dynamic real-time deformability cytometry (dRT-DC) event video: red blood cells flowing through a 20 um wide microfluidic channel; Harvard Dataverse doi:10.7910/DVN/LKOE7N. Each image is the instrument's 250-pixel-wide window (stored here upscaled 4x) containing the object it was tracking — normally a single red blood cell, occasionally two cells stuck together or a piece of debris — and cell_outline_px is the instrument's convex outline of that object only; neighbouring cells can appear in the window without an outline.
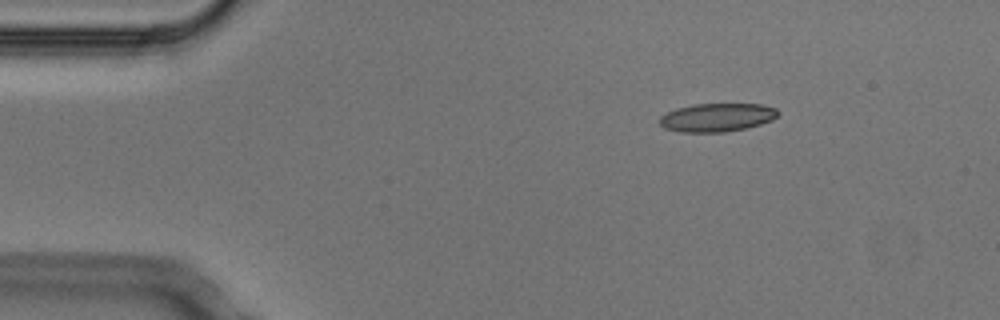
{"species": "Egyptian fruit bat (a non-hibernating species)", "species_latin": "Rousettus aegyptiacus", "temperature_condition": "cold", "stored_images_in_passage": 3, "camera_frame_rate_fps": 3000, "um_per_image_px": 0.085, "animal": {"sex": "male"}, "frame": {"image": 1, "passage_image": 1, "time_ms": 0.0, "image_size_px": [1000, 320], "cell_outline_px": [[780, 112], [772, 120], [760, 124], [744, 128], [724, 132], [680, 132], [664, 128], [660, 124], [660, 116], [676, 108], [692, 104], [764, 104], [776, 108]], "centroid_in_image_um": [60.94, 9.97], "position_along_channel_um": 24.1, "area_um2": 19.59}}